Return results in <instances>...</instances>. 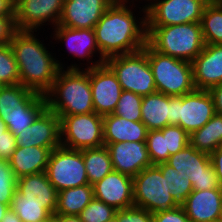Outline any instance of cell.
<instances>
[{"label":"cell","mask_w":222,"mask_h":222,"mask_svg":"<svg viewBox=\"0 0 222 222\" xmlns=\"http://www.w3.org/2000/svg\"><path fill=\"white\" fill-rule=\"evenodd\" d=\"M206 3L214 2L215 0H204Z\"/></svg>","instance_id":"cell-55"},{"label":"cell","mask_w":222,"mask_h":222,"mask_svg":"<svg viewBox=\"0 0 222 222\" xmlns=\"http://www.w3.org/2000/svg\"><path fill=\"white\" fill-rule=\"evenodd\" d=\"M147 43L157 52L192 62L204 49L200 22L147 26Z\"/></svg>","instance_id":"cell-4"},{"label":"cell","mask_w":222,"mask_h":222,"mask_svg":"<svg viewBox=\"0 0 222 222\" xmlns=\"http://www.w3.org/2000/svg\"><path fill=\"white\" fill-rule=\"evenodd\" d=\"M10 208L19 216L22 222L47 221L53 216L43 207L41 202L11 201Z\"/></svg>","instance_id":"cell-34"},{"label":"cell","mask_w":222,"mask_h":222,"mask_svg":"<svg viewBox=\"0 0 222 222\" xmlns=\"http://www.w3.org/2000/svg\"><path fill=\"white\" fill-rule=\"evenodd\" d=\"M105 64L116 75L122 90L136 93L142 97L157 92L144 49L107 58Z\"/></svg>","instance_id":"cell-6"},{"label":"cell","mask_w":222,"mask_h":222,"mask_svg":"<svg viewBox=\"0 0 222 222\" xmlns=\"http://www.w3.org/2000/svg\"><path fill=\"white\" fill-rule=\"evenodd\" d=\"M44 33L47 32L42 31L41 35L39 31L17 30L9 42L17 62L20 84L43 96L51 89L58 72L61 68L64 69L65 64L62 55H56L52 39L47 44L44 43Z\"/></svg>","instance_id":"cell-2"},{"label":"cell","mask_w":222,"mask_h":222,"mask_svg":"<svg viewBox=\"0 0 222 222\" xmlns=\"http://www.w3.org/2000/svg\"><path fill=\"white\" fill-rule=\"evenodd\" d=\"M41 222H55V217L52 216L50 219H48L47 221H41Z\"/></svg>","instance_id":"cell-53"},{"label":"cell","mask_w":222,"mask_h":222,"mask_svg":"<svg viewBox=\"0 0 222 222\" xmlns=\"http://www.w3.org/2000/svg\"><path fill=\"white\" fill-rule=\"evenodd\" d=\"M153 222H190L182 205L152 214Z\"/></svg>","instance_id":"cell-41"},{"label":"cell","mask_w":222,"mask_h":222,"mask_svg":"<svg viewBox=\"0 0 222 222\" xmlns=\"http://www.w3.org/2000/svg\"><path fill=\"white\" fill-rule=\"evenodd\" d=\"M179 96H170V125H178Z\"/></svg>","instance_id":"cell-46"},{"label":"cell","mask_w":222,"mask_h":222,"mask_svg":"<svg viewBox=\"0 0 222 222\" xmlns=\"http://www.w3.org/2000/svg\"><path fill=\"white\" fill-rule=\"evenodd\" d=\"M211 164L217 176L219 186L222 188V146L210 155Z\"/></svg>","instance_id":"cell-44"},{"label":"cell","mask_w":222,"mask_h":222,"mask_svg":"<svg viewBox=\"0 0 222 222\" xmlns=\"http://www.w3.org/2000/svg\"><path fill=\"white\" fill-rule=\"evenodd\" d=\"M17 187L15 177L10 162L0 159V202L10 205Z\"/></svg>","instance_id":"cell-38"},{"label":"cell","mask_w":222,"mask_h":222,"mask_svg":"<svg viewBox=\"0 0 222 222\" xmlns=\"http://www.w3.org/2000/svg\"><path fill=\"white\" fill-rule=\"evenodd\" d=\"M55 222H82L79 216L74 215H53Z\"/></svg>","instance_id":"cell-49"},{"label":"cell","mask_w":222,"mask_h":222,"mask_svg":"<svg viewBox=\"0 0 222 222\" xmlns=\"http://www.w3.org/2000/svg\"><path fill=\"white\" fill-rule=\"evenodd\" d=\"M81 152L90 185L100 181L113 170L110 154L106 146L83 149Z\"/></svg>","instance_id":"cell-29"},{"label":"cell","mask_w":222,"mask_h":222,"mask_svg":"<svg viewBox=\"0 0 222 222\" xmlns=\"http://www.w3.org/2000/svg\"><path fill=\"white\" fill-rule=\"evenodd\" d=\"M20 84V76L10 44L0 46V86Z\"/></svg>","instance_id":"cell-33"},{"label":"cell","mask_w":222,"mask_h":222,"mask_svg":"<svg viewBox=\"0 0 222 222\" xmlns=\"http://www.w3.org/2000/svg\"><path fill=\"white\" fill-rule=\"evenodd\" d=\"M219 218L222 220V206H221V210H220V216Z\"/></svg>","instance_id":"cell-56"},{"label":"cell","mask_w":222,"mask_h":222,"mask_svg":"<svg viewBox=\"0 0 222 222\" xmlns=\"http://www.w3.org/2000/svg\"><path fill=\"white\" fill-rule=\"evenodd\" d=\"M52 150L38 146H17L10 162L15 177L46 172Z\"/></svg>","instance_id":"cell-24"},{"label":"cell","mask_w":222,"mask_h":222,"mask_svg":"<svg viewBox=\"0 0 222 222\" xmlns=\"http://www.w3.org/2000/svg\"><path fill=\"white\" fill-rule=\"evenodd\" d=\"M210 222H222V220L219 218V219H216V220H212Z\"/></svg>","instance_id":"cell-54"},{"label":"cell","mask_w":222,"mask_h":222,"mask_svg":"<svg viewBox=\"0 0 222 222\" xmlns=\"http://www.w3.org/2000/svg\"><path fill=\"white\" fill-rule=\"evenodd\" d=\"M135 2L144 0H115L94 26L105 59L139 51L147 43L146 5Z\"/></svg>","instance_id":"cell-1"},{"label":"cell","mask_w":222,"mask_h":222,"mask_svg":"<svg viewBox=\"0 0 222 222\" xmlns=\"http://www.w3.org/2000/svg\"><path fill=\"white\" fill-rule=\"evenodd\" d=\"M93 198V185L90 184L59 191L55 215L78 216Z\"/></svg>","instance_id":"cell-26"},{"label":"cell","mask_w":222,"mask_h":222,"mask_svg":"<svg viewBox=\"0 0 222 222\" xmlns=\"http://www.w3.org/2000/svg\"><path fill=\"white\" fill-rule=\"evenodd\" d=\"M222 206V188L193 190L182 207L190 222H210L219 219Z\"/></svg>","instance_id":"cell-22"},{"label":"cell","mask_w":222,"mask_h":222,"mask_svg":"<svg viewBox=\"0 0 222 222\" xmlns=\"http://www.w3.org/2000/svg\"><path fill=\"white\" fill-rule=\"evenodd\" d=\"M189 144L209 155L222 146V115L216 113L203 127L192 132Z\"/></svg>","instance_id":"cell-27"},{"label":"cell","mask_w":222,"mask_h":222,"mask_svg":"<svg viewBox=\"0 0 222 222\" xmlns=\"http://www.w3.org/2000/svg\"><path fill=\"white\" fill-rule=\"evenodd\" d=\"M46 108L45 96L39 94L24 110L4 112L0 114V118L16 137L30 126Z\"/></svg>","instance_id":"cell-28"},{"label":"cell","mask_w":222,"mask_h":222,"mask_svg":"<svg viewBox=\"0 0 222 222\" xmlns=\"http://www.w3.org/2000/svg\"><path fill=\"white\" fill-rule=\"evenodd\" d=\"M167 180L171 196L178 205H182L188 195L193 191V185L186 174H181L167 163L156 165Z\"/></svg>","instance_id":"cell-32"},{"label":"cell","mask_w":222,"mask_h":222,"mask_svg":"<svg viewBox=\"0 0 222 222\" xmlns=\"http://www.w3.org/2000/svg\"><path fill=\"white\" fill-rule=\"evenodd\" d=\"M166 178L152 165L133 177L134 206L153 213L179 206L171 196Z\"/></svg>","instance_id":"cell-9"},{"label":"cell","mask_w":222,"mask_h":222,"mask_svg":"<svg viewBox=\"0 0 222 222\" xmlns=\"http://www.w3.org/2000/svg\"><path fill=\"white\" fill-rule=\"evenodd\" d=\"M118 222H153L152 213L136 206L117 210Z\"/></svg>","instance_id":"cell-40"},{"label":"cell","mask_w":222,"mask_h":222,"mask_svg":"<svg viewBox=\"0 0 222 222\" xmlns=\"http://www.w3.org/2000/svg\"><path fill=\"white\" fill-rule=\"evenodd\" d=\"M147 26L201 22L204 0H144Z\"/></svg>","instance_id":"cell-11"},{"label":"cell","mask_w":222,"mask_h":222,"mask_svg":"<svg viewBox=\"0 0 222 222\" xmlns=\"http://www.w3.org/2000/svg\"><path fill=\"white\" fill-rule=\"evenodd\" d=\"M17 146H38L51 150L61 146L60 118L45 109L35 121L16 136Z\"/></svg>","instance_id":"cell-16"},{"label":"cell","mask_w":222,"mask_h":222,"mask_svg":"<svg viewBox=\"0 0 222 222\" xmlns=\"http://www.w3.org/2000/svg\"><path fill=\"white\" fill-rule=\"evenodd\" d=\"M17 148V140L13 133L9 130L4 132V136L0 137V159L9 161L13 152Z\"/></svg>","instance_id":"cell-42"},{"label":"cell","mask_w":222,"mask_h":222,"mask_svg":"<svg viewBox=\"0 0 222 222\" xmlns=\"http://www.w3.org/2000/svg\"><path fill=\"white\" fill-rule=\"evenodd\" d=\"M61 146L83 150L104 146L103 116L97 113L58 115Z\"/></svg>","instance_id":"cell-8"},{"label":"cell","mask_w":222,"mask_h":222,"mask_svg":"<svg viewBox=\"0 0 222 222\" xmlns=\"http://www.w3.org/2000/svg\"><path fill=\"white\" fill-rule=\"evenodd\" d=\"M115 0H65L58 25L74 29L94 26Z\"/></svg>","instance_id":"cell-17"},{"label":"cell","mask_w":222,"mask_h":222,"mask_svg":"<svg viewBox=\"0 0 222 222\" xmlns=\"http://www.w3.org/2000/svg\"><path fill=\"white\" fill-rule=\"evenodd\" d=\"M7 125L6 123L0 118V137L4 136V132L7 131Z\"/></svg>","instance_id":"cell-51"},{"label":"cell","mask_w":222,"mask_h":222,"mask_svg":"<svg viewBox=\"0 0 222 222\" xmlns=\"http://www.w3.org/2000/svg\"><path fill=\"white\" fill-rule=\"evenodd\" d=\"M191 63L196 89L209 91L222 84V44H205Z\"/></svg>","instance_id":"cell-21"},{"label":"cell","mask_w":222,"mask_h":222,"mask_svg":"<svg viewBox=\"0 0 222 222\" xmlns=\"http://www.w3.org/2000/svg\"><path fill=\"white\" fill-rule=\"evenodd\" d=\"M94 112L105 116L113 114L122 93V87L113 71L104 63L89 69Z\"/></svg>","instance_id":"cell-15"},{"label":"cell","mask_w":222,"mask_h":222,"mask_svg":"<svg viewBox=\"0 0 222 222\" xmlns=\"http://www.w3.org/2000/svg\"><path fill=\"white\" fill-rule=\"evenodd\" d=\"M166 163L181 174H186L193 190H211L219 187L209 154L196 150L190 144L169 156Z\"/></svg>","instance_id":"cell-13"},{"label":"cell","mask_w":222,"mask_h":222,"mask_svg":"<svg viewBox=\"0 0 222 222\" xmlns=\"http://www.w3.org/2000/svg\"><path fill=\"white\" fill-rule=\"evenodd\" d=\"M214 101L215 112L222 115V84H219L209 90Z\"/></svg>","instance_id":"cell-45"},{"label":"cell","mask_w":222,"mask_h":222,"mask_svg":"<svg viewBox=\"0 0 222 222\" xmlns=\"http://www.w3.org/2000/svg\"><path fill=\"white\" fill-rule=\"evenodd\" d=\"M200 23L205 44H222V1L207 3Z\"/></svg>","instance_id":"cell-31"},{"label":"cell","mask_w":222,"mask_h":222,"mask_svg":"<svg viewBox=\"0 0 222 222\" xmlns=\"http://www.w3.org/2000/svg\"><path fill=\"white\" fill-rule=\"evenodd\" d=\"M147 128L142 122H133L115 114L103 116L104 143L143 142L147 138Z\"/></svg>","instance_id":"cell-23"},{"label":"cell","mask_w":222,"mask_h":222,"mask_svg":"<svg viewBox=\"0 0 222 222\" xmlns=\"http://www.w3.org/2000/svg\"><path fill=\"white\" fill-rule=\"evenodd\" d=\"M46 174L57 192L89 184L81 150L63 146L53 149Z\"/></svg>","instance_id":"cell-10"},{"label":"cell","mask_w":222,"mask_h":222,"mask_svg":"<svg viewBox=\"0 0 222 222\" xmlns=\"http://www.w3.org/2000/svg\"><path fill=\"white\" fill-rule=\"evenodd\" d=\"M0 222H22L19 216L9 208Z\"/></svg>","instance_id":"cell-48"},{"label":"cell","mask_w":222,"mask_h":222,"mask_svg":"<svg viewBox=\"0 0 222 222\" xmlns=\"http://www.w3.org/2000/svg\"><path fill=\"white\" fill-rule=\"evenodd\" d=\"M106 222H118V220H117V217L114 216V217H112L111 219H109V220L106 221Z\"/></svg>","instance_id":"cell-52"},{"label":"cell","mask_w":222,"mask_h":222,"mask_svg":"<svg viewBox=\"0 0 222 222\" xmlns=\"http://www.w3.org/2000/svg\"><path fill=\"white\" fill-rule=\"evenodd\" d=\"M141 121L148 131L170 125V96L155 92L142 97Z\"/></svg>","instance_id":"cell-25"},{"label":"cell","mask_w":222,"mask_h":222,"mask_svg":"<svg viewBox=\"0 0 222 222\" xmlns=\"http://www.w3.org/2000/svg\"><path fill=\"white\" fill-rule=\"evenodd\" d=\"M47 109L57 115L93 113L89 69H63L44 95Z\"/></svg>","instance_id":"cell-3"},{"label":"cell","mask_w":222,"mask_h":222,"mask_svg":"<svg viewBox=\"0 0 222 222\" xmlns=\"http://www.w3.org/2000/svg\"><path fill=\"white\" fill-rule=\"evenodd\" d=\"M94 198L113 206L116 210L134 206L133 177L112 170L93 184Z\"/></svg>","instance_id":"cell-19"},{"label":"cell","mask_w":222,"mask_h":222,"mask_svg":"<svg viewBox=\"0 0 222 222\" xmlns=\"http://www.w3.org/2000/svg\"><path fill=\"white\" fill-rule=\"evenodd\" d=\"M143 49L147 53L157 92L175 97L196 89L191 62L161 54L148 43Z\"/></svg>","instance_id":"cell-5"},{"label":"cell","mask_w":222,"mask_h":222,"mask_svg":"<svg viewBox=\"0 0 222 222\" xmlns=\"http://www.w3.org/2000/svg\"><path fill=\"white\" fill-rule=\"evenodd\" d=\"M215 107L208 90H198L179 96L178 126L189 135L203 127L214 115Z\"/></svg>","instance_id":"cell-14"},{"label":"cell","mask_w":222,"mask_h":222,"mask_svg":"<svg viewBox=\"0 0 222 222\" xmlns=\"http://www.w3.org/2000/svg\"><path fill=\"white\" fill-rule=\"evenodd\" d=\"M146 145L152 165L168 161L170 155L166 151L165 137L160 129L147 132Z\"/></svg>","instance_id":"cell-36"},{"label":"cell","mask_w":222,"mask_h":222,"mask_svg":"<svg viewBox=\"0 0 222 222\" xmlns=\"http://www.w3.org/2000/svg\"><path fill=\"white\" fill-rule=\"evenodd\" d=\"M38 95L21 84L0 86V114L24 110Z\"/></svg>","instance_id":"cell-30"},{"label":"cell","mask_w":222,"mask_h":222,"mask_svg":"<svg viewBox=\"0 0 222 222\" xmlns=\"http://www.w3.org/2000/svg\"><path fill=\"white\" fill-rule=\"evenodd\" d=\"M58 192L50 183L46 172L25 175L17 179L12 201H33L43 203L52 215L57 209Z\"/></svg>","instance_id":"cell-20"},{"label":"cell","mask_w":222,"mask_h":222,"mask_svg":"<svg viewBox=\"0 0 222 222\" xmlns=\"http://www.w3.org/2000/svg\"><path fill=\"white\" fill-rule=\"evenodd\" d=\"M14 16V1L0 0V17Z\"/></svg>","instance_id":"cell-47"},{"label":"cell","mask_w":222,"mask_h":222,"mask_svg":"<svg viewBox=\"0 0 222 222\" xmlns=\"http://www.w3.org/2000/svg\"><path fill=\"white\" fill-rule=\"evenodd\" d=\"M112 161L113 170L136 176L143 169L152 166L146 141L143 142H119L104 143Z\"/></svg>","instance_id":"cell-18"},{"label":"cell","mask_w":222,"mask_h":222,"mask_svg":"<svg viewBox=\"0 0 222 222\" xmlns=\"http://www.w3.org/2000/svg\"><path fill=\"white\" fill-rule=\"evenodd\" d=\"M142 96L130 91H122L113 114L133 122L141 121Z\"/></svg>","instance_id":"cell-35"},{"label":"cell","mask_w":222,"mask_h":222,"mask_svg":"<svg viewBox=\"0 0 222 222\" xmlns=\"http://www.w3.org/2000/svg\"><path fill=\"white\" fill-rule=\"evenodd\" d=\"M65 0H15L14 19L17 30L45 31L58 25ZM45 27V28H44ZM43 29V30H42Z\"/></svg>","instance_id":"cell-12"},{"label":"cell","mask_w":222,"mask_h":222,"mask_svg":"<svg viewBox=\"0 0 222 222\" xmlns=\"http://www.w3.org/2000/svg\"><path fill=\"white\" fill-rule=\"evenodd\" d=\"M10 208V205L0 202V221L4 217L7 210Z\"/></svg>","instance_id":"cell-50"},{"label":"cell","mask_w":222,"mask_h":222,"mask_svg":"<svg viewBox=\"0 0 222 222\" xmlns=\"http://www.w3.org/2000/svg\"><path fill=\"white\" fill-rule=\"evenodd\" d=\"M116 211L113 206L93 198L78 216L82 222H106L115 216Z\"/></svg>","instance_id":"cell-37"},{"label":"cell","mask_w":222,"mask_h":222,"mask_svg":"<svg viewBox=\"0 0 222 222\" xmlns=\"http://www.w3.org/2000/svg\"><path fill=\"white\" fill-rule=\"evenodd\" d=\"M17 31L14 16L0 17V44H9Z\"/></svg>","instance_id":"cell-43"},{"label":"cell","mask_w":222,"mask_h":222,"mask_svg":"<svg viewBox=\"0 0 222 222\" xmlns=\"http://www.w3.org/2000/svg\"><path fill=\"white\" fill-rule=\"evenodd\" d=\"M165 137L166 151L173 155L189 145V134L178 125H167L160 129Z\"/></svg>","instance_id":"cell-39"},{"label":"cell","mask_w":222,"mask_h":222,"mask_svg":"<svg viewBox=\"0 0 222 222\" xmlns=\"http://www.w3.org/2000/svg\"><path fill=\"white\" fill-rule=\"evenodd\" d=\"M51 30L53 31L50 32L51 35H49V38L52 39V43L54 44H59L60 42L64 44L63 46L68 50V57L66 56V58L68 59L70 54L71 58L74 57L77 59V62L80 61L79 64L75 62L76 60H74L73 63L72 60L70 65L68 61H65L66 64H64V69L87 70L105 63L106 59L100 53L94 29H74L56 25ZM81 61L85 63H81Z\"/></svg>","instance_id":"cell-7"}]
</instances>
